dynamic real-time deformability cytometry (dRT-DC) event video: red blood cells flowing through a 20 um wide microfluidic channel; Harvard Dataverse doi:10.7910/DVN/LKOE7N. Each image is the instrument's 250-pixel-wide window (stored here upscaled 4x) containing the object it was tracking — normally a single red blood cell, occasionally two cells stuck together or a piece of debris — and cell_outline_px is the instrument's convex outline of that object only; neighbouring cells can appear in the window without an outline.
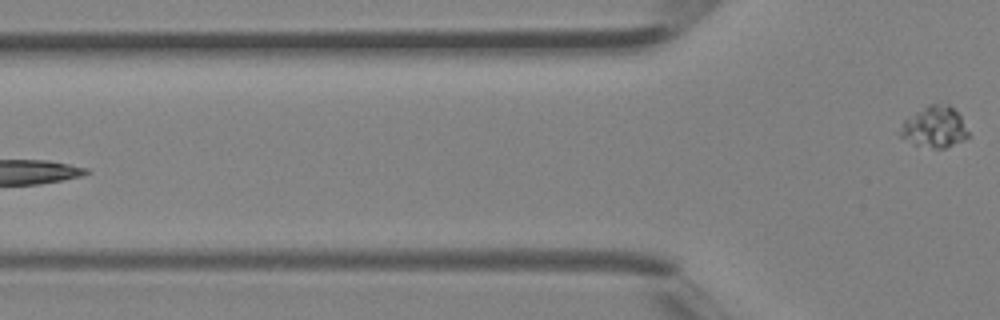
{"species": "Egyptian fruit bat (a non-hibernating species)", "species_latin": "Rousettus aegyptiacus", "temperature_condition": "room temperature", "stored_images_in_passage": 6, "camera_frame_rate_fps": 3000, "um_per_image_px": 0.085, "animal": {"sex": "female"}, "frame": {"image": 1, "passage_image": 6, "time_ms": 1.667, "image_size_px": [1000, 320], "cell_outline_px": [[972, 136], [964, 140], [944, 148], [932, 148], [912, 144], [900, 136], [900, 132], [904, 120], [928, 104], [948, 104], [960, 116]], "centroid_in_image_um": [79.46, 10.81], "position_along_channel_um": 46.3, "area_um2": 16.3}}